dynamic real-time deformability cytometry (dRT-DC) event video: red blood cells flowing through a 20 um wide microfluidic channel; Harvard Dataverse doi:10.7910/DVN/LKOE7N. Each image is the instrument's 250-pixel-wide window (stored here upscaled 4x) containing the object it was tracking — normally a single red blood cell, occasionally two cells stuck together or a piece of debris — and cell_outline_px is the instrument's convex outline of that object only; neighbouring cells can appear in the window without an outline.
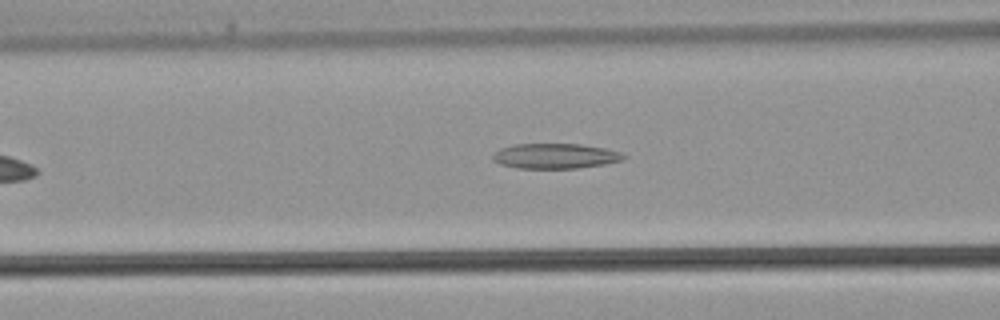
{"species": "common noctule bat (a hibernating species)", "species_latin": "Nyctalus noctula", "temperature_condition": "warm", "stored_images_in_passage": 24, "camera_frame_rate_fps": 3000, "um_per_image_px": 0.085, "animal": {"sex": "male", "body_mass_g": 21.5, "forearm_length_mm": 52.0}, "frame": {"image": 1, "passage_image": 6, "time_ms": 1.667, "image_size_px": [1000, 320], "cell_outline_px": [[628, 156], [624, 160], [604, 164], [576, 168], [516, 168], [500, 164], [492, 160], [492, 156], [500, 148], [516, 144], [580, 144], [604, 148], [620, 152]], "centroid_in_image_um": [47.2, 13.26], "position_along_channel_um": 119.4, "area_um2": 19.13}}
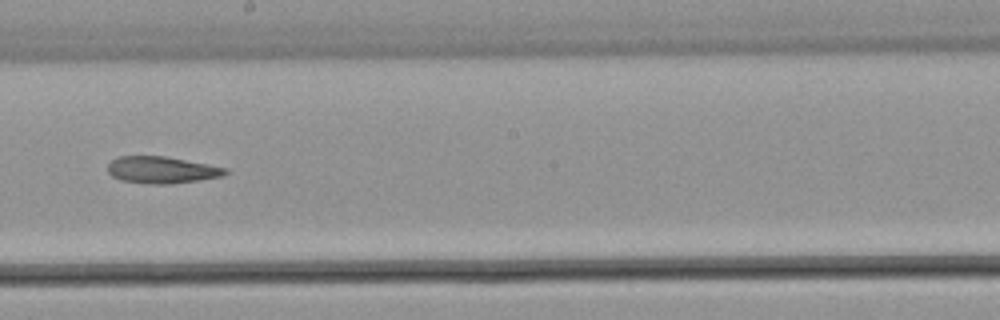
{"frame": {"image": 2, "passage_image": 13, "time_ms": 4.0, "image_size_px": [1000, 320], "cell_outline_px": [[228, 172], [224, 176], [200, 180], [172, 184], [152, 184], [120, 180], [112, 176], [108, 172], [108, 164], [112, 160], [120, 156], [164, 156], [228, 168]], "centroid_in_image_um": [13.76, 14.45], "position_along_channel_um": 234.4, "area_um2": 18.38}}
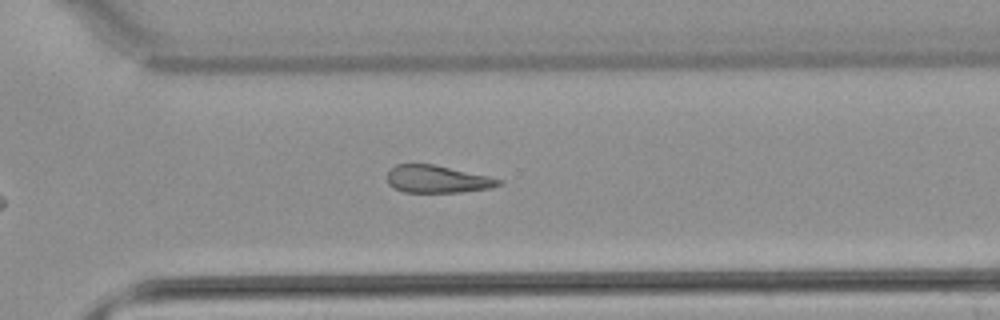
{"frame": {"image": 3, "passage_image": 19, "time_ms": 6.0, "image_size_px": [1000, 320], "cell_outline_px": [[504, 180], [500, 184], [492, 188], [460, 192], [404, 192], [388, 184], [388, 172], [396, 164], [432, 164], [488, 176]], "centroid_in_image_um": [37.18, 15.23], "position_along_channel_um": 333.4, "area_um2": 17.63}}